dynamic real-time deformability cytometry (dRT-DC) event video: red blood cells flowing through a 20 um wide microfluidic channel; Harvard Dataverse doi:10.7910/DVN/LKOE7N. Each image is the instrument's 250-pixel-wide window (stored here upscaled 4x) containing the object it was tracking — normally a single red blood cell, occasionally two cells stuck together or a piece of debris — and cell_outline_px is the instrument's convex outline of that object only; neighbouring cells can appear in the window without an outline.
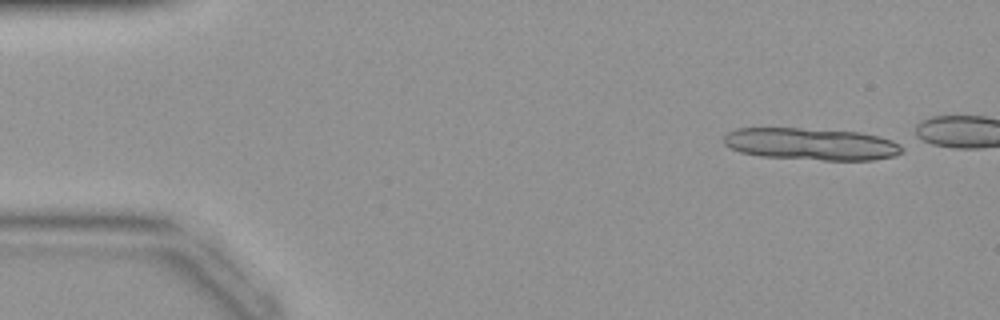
{"species": "common noctule bat (a hibernating species)", "species_latin": "Nyctalus noctula", "temperature_condition": "warm", "stored_images_in_passage": 8, "camera_frame_rate_fps": 3000, "um_per_image_px": 0.085, "animal": {"sex": "female", "body_mass_g": 19.9}, "frame": {"image": 1, "passage_image": 1, "time_ms": 0.0, "image_size_px": [1000, 320], "cell_outline_px": [[904, 152], [896, 156], [872, 160], [824, 160], [760, 156], [740, 152], [724, 144], [724, 136], [728, 132], [736, 128], [800, 128], [860, 132], [880, 136], [892, 140], [900, 144], [904, 148]], "centroid_in_image_um": [69.0, 12.24], "position_along_channel_um": 16.0, "area_um2": 33.52}}